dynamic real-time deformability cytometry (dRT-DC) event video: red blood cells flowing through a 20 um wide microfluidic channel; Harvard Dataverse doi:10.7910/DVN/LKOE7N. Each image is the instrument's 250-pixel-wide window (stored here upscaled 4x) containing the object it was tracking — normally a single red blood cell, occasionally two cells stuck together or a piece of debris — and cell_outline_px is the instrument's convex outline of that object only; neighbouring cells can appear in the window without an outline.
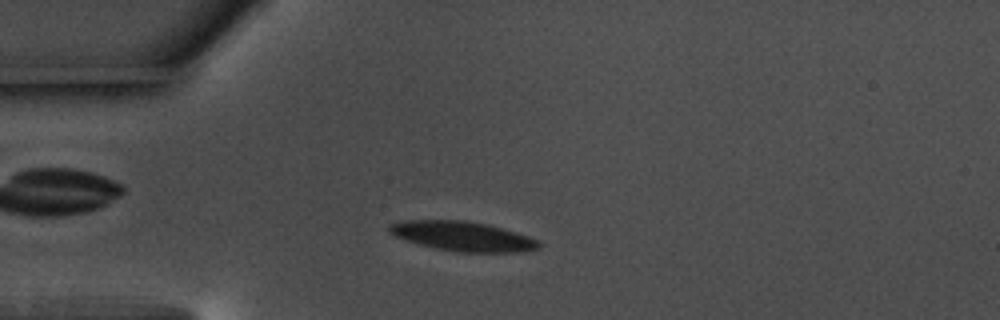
{"species": "common noctule bat (a hibernating species)", "species_latin": "Nyctalus noctula", "temperature_condition": "warm", "stored_images_in_passage": 52, "camera_frame_rate_fps": 3000, "um_per_image_px": 0.085, "animal": {"sex": "male", "body_mass_g": 17.5, "forearm_length_mm": 52.3}, "frame": {"image": 1, "passage_image": 11, "time_ms": 3.333, "image_size_px": [1000, 320], "cell_outline_px": [[540, 248], [524, 252], [456, 252], [436, 248], [420, 244], [396, 236], [388, 232], [388, 224], [400, 220], [464, 220], [488, 224], [528, 236], [540, 240]], "centroid_in_image_um": [39.34, 20.07], "position_along_channel_um": 45.7, "area_um2": 25.84}}
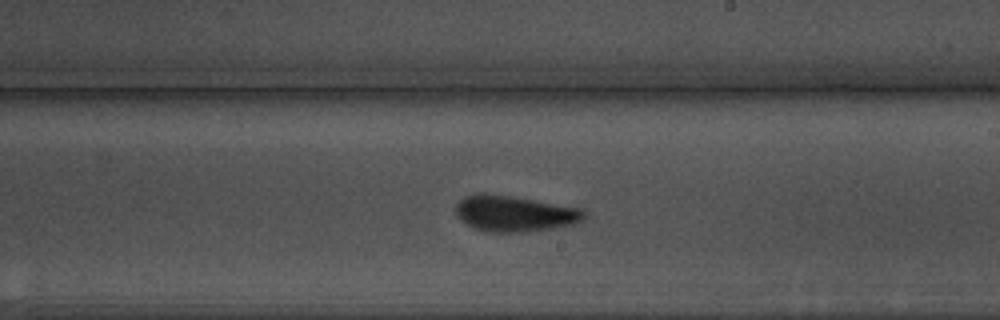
{"frame": {"image": 2, "passage_image": 29, "time_ms": 9.333, "image_size_px": [1000, 320], "cell_outline_px": [[588, 216], [572, 224], [552, 228], [520, 232], [492, 232], [476, 228], [468, 224], [456, 216], [456, 204], [464, 196], [484, 192], [512, 196], [580, 208]], "centroid_in_image_um": [43.71, 18.13], "position_along_channel_um": 245.3, "area_um2": 26.59}}
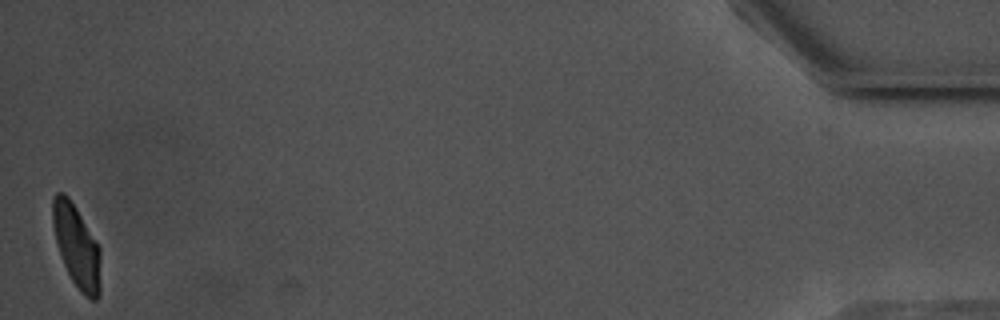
{"frame": {"image": 3, "passage_image": 52, "time_ms": 17.0, "image_size_px": [1000, 320], "cell_outline_px": [[100, 296], [96, 300], [92, 300], [84, 296], [80, 292], [72, 280], [64, 264], [56, 240], [52, 224], [52, 196], [56, 192], [64, 192], [68, 196], [76, 208], [100, 248]], "centroid_in_image_um": [6.51, 20.93], "position_along_channel_um": 428.7, "area_um2": 23.0}, "authors_computed_cell_mechanics": {"area_um2": 25.432, "velocity_mm_per_s": 3.6289, "shape_relaxation_time_tau1_ms": 3.0228, "shape_relaxation_time_tau2_ms": 1.7791, "deformation_change_tau1": 0.1267, "deformation_change_tau2": 0.0799}}